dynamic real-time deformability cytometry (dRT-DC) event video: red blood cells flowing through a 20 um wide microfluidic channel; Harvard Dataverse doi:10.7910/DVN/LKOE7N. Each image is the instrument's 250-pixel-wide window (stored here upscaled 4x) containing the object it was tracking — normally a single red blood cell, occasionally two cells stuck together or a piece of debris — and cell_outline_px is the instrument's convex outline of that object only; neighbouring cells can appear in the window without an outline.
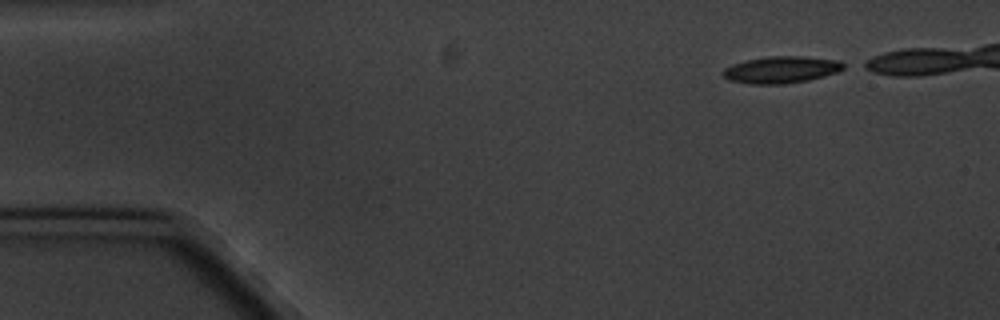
{"species": "common noctule bat (a hibernating species)", "species_latin": "Nyctalus noctula", "temperature_condition": "cold", "stored_images_in_passage": 4, "camera_frame_rate_fps": 3000, "um_per_image_px": 0.085, "animal": {"sex": "male", "body_mass_g": 20.1, "forearm_length_mm": 53.5}, "frame": {"image": 1, "passage_image": 1, "time_ms": 0.0, "image_size_px": [1000, 320], "cell_outline_px": [[848, 64], [844, 68], [836, 72], [824, 76], [808, 80], [784, 84], [752, 84], [728, 80], [720, 72], [724, 68], [732, 64], [748, 60], [768, 56], [800, 56], [840, 60]], "centroid_in_image_um": [66.42, 5.92], "position_along_channel_um": 18.6, "area_um2": 18.96}}